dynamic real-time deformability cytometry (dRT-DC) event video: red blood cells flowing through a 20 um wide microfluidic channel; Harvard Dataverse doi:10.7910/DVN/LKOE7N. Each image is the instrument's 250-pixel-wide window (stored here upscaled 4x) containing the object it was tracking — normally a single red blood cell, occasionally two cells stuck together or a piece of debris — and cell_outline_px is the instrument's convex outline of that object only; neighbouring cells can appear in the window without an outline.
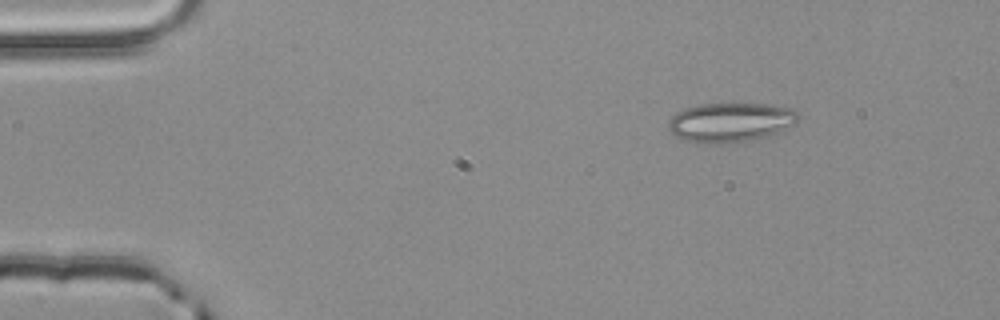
{"species": "common noctule bat (a hibernating species)", "species_latin": "Nyctalus noctula", "temperature_condition": "room temperature", "stored_images_in_passage": 3, "camera_frame_rate_fps": 3000, "um_per_image_px": 0.085, "animal": {"sex": "male", "body_mass_g": 20.4}, "frame": {"image": 1, "passage_image": 1, "time_ms": 0.0, "image_size_px": [1000, 320], "cell_outline_px": [[800, 116], [784, 132], [756, 140], [724, 144], [696, 144], [684, 140], [676, 136], [668, 128], [668, 120], [676, 112], [684, 108], [700, 104], [768, 104], [792, 108]], "centroid_in_image_um": [62.09, 10.43], "position_along_channel_um": 22.9, "area_um2": 30.46}}